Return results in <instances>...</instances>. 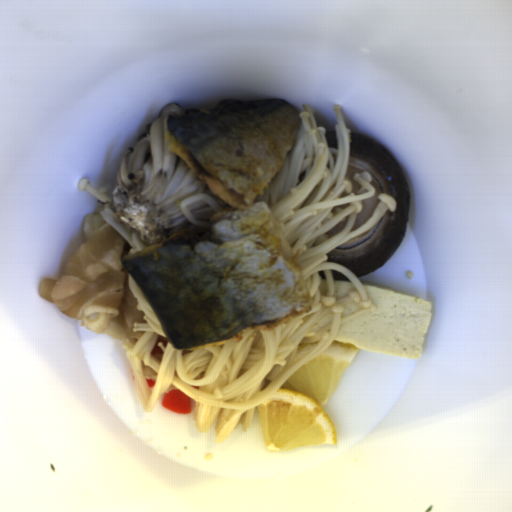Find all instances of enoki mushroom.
Here are the masks:
<instances>
[{"label": "enoki mushroom", "instance_id": "cea9216a", "mask_svg": "<svg viewBox=\"0 0 512 512\" xmlns=\"http://www.w3.org/2000/svg\"><path fill=\"white\" fill-rule=\"evenodd\" d=\"M299 123L289 152L254 199L264 201L282 228L301 269L311 299L302 316L269 330L195 350H177L152 308L128 276L129 290L145 321H135L137 342L123 340L135 385L147 414L167 392L179 390L190 398L198 432L214 430L222 443L236 428L247 432L256 408L300 367L320 356L335 340L340 325L374 311L363 283L344 265L328 261L337 247L362 237L385 214L395 211L396 199L379 194L373 214L352 230L362 212V199L375 196L370 172L353 174L361 187L345 179L351 129H346L341 105L332 107L337 147L329 148L327 128L318 127L317 107L301 104ZM352 230V231H351ZM351 231V232H350ZM339 270L354 288L335 299L331 270ZM307 355L292 363L298 346L318 341Z\"/></svg>", "mask_w": 512, "mask_h": 512}, {"label": "enoki mushroom", "instance_id": "6f350940", "mask_svg": "<svg viewBox=\"0 0 512 512\" xmlns=\"http://www.w3.org/2000/svg\"><path fill=\"white\" fill-rule=\"evenodd\" d=\"M204 200L208 204L212 206L216 214L222 210H224L223 205L214 197L209 196L205 194H194L192 196H189L187 198H184L180 201L179 207L183 213V215L186 217L188 221H190L192 224L200 225L202 226V221L197 220L193 211L190 209L189 205L192 204L195 201Z\"/></svg>", "mask_w": 512, "mask_h": 512}, {"label": "enoki mushroom", "instance_id": "6df1b440", "mask_svg": "<svg viewBox=\"0 0 512 512\" xmlns=\"http://www.w3.org/2000/svg\"><path fill=\"white\" fill-rule=\"evenodd\" d=\"M90 179L82 178L77 181L76 187L82 193L83 191H87L92 196H94L97 200H99L103 207L101 209L100 216L116 231L118 232L130 245L129 255L145 248H148L145 242L140 238V236L136 233L128 229L124 224H122L115 214L109 209L110 199L107 195V188L100 187L95 188L91 184H89Z\"/></svg>", "mask_w": 512, "mask_h": 512}]
</instances>
